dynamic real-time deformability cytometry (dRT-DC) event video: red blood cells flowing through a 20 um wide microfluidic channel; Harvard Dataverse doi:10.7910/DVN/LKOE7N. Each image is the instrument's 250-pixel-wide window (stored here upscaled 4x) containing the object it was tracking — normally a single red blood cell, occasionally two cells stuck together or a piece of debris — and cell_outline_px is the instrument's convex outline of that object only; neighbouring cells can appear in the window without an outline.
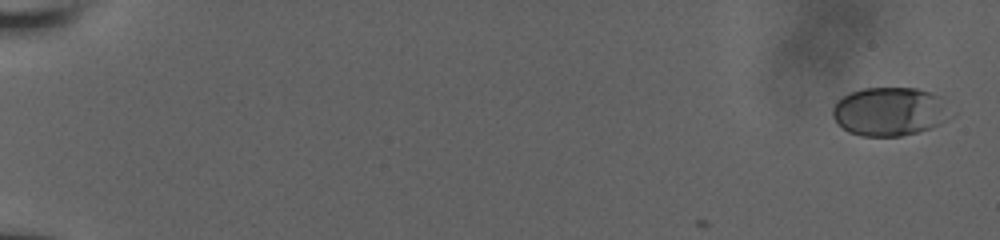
{"species": "human", "species_latin": "Homo sapiens", "temperature_condition": "room temperature", "stored_images_in_passage": 19, "camera_frame_rate_fps": 3000, "um_per_image_px": 0.085, "donor": {"sex": "male"}, "frame": {"image": 1, "passage_image": 1, "time_ms": 0.0, "image_size_px": [1000, 240], "cell_outline_px": [[956, 112], [952, 116], [940, 124], [916, 132], [900, 136], [860, 136], [848, 132], [832, 116], [832, 108], [836, 100], [848, 92], [864, 88], [916, 88], [928, 92], [936, 96]], "centroid_in_image_um": [75.61, 9.48], "position_along_channel_um": 9.4, "area_um2": 33.58}}
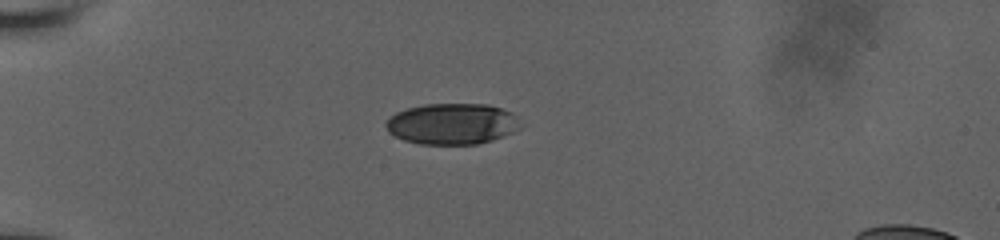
{"frame": {"image": 2, "passage_image": 16, "time_ms": 5.333, "image_size_px": [1000, 240], "cell_outline_px": [[528, 124], [504, 136], [492, 140], [476, 144], [420, 144], [404, 140], [388, 132], [384, 124], [396, 112], [408, 108], [424, 104], [488, 104], [512, 112], [520, 116]], "centroid_in_image_um": [38.52, 10.52], "position_along_channel_um": 46.5, "area_um2": 32.66}}